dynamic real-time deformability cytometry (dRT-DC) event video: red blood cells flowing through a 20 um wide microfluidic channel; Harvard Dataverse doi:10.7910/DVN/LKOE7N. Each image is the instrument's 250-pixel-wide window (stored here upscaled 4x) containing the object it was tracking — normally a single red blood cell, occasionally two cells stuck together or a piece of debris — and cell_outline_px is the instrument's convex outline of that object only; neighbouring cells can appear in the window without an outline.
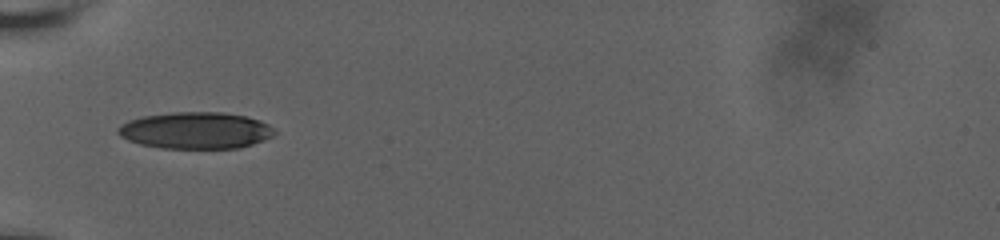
{"species": "human", "species_latin": "Homo sapiens", "temperature_condition": "room temperature", "stored_images_in_passage": 77, "camera_frame_rate_fps": 3000, "um_per_image_px": 0.085, "donor": {"sex": "male"}, "frame": {"image": 1, "passage_image": 1, "time_ms": 0.0, "image_size_px": [1000, 240], "cell_outline_px": [[276, 132], [272, 136], [264, 140], [240, 148], [160, 148], [140, 144], [128, 140], [120, 136], [116, 132], [116, 128], [120, 124], [128, 120], [144, 116], [172, 112], [224, 112], [244, 116], [260, 120], [268, 124]], "centroid_in_image_um": [16.6, 11.08], "position_along_channel_um": 68.4, "area_um2": 33.58}}
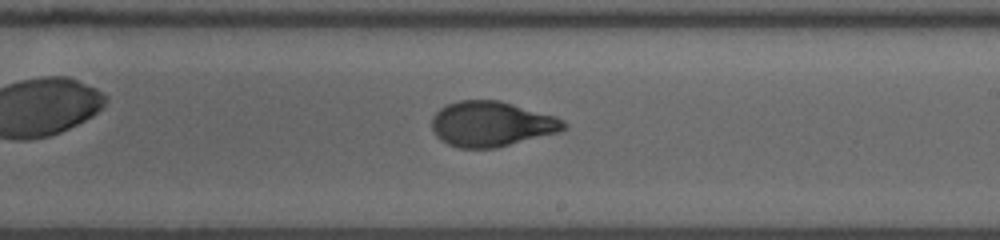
{"frame": {"image": 2, "passage_image": 29, "time_ms": 5.0, "image_size_px": [1000, 240], "cell_outline_px": [[568, 128], [560, 132], [496, 148], [460, 148], [448, 144], [440, 140], [436, 136], [432, 128], [432, 116], [440, 108], [448, 104], [460, 100], [500, 100], [556, 116], [564, 120], [568, 124]], "centroid_in_image_um": [41.81, 10.54], "position_along_channel_um": 247.2, "area_um2": 35.03}}
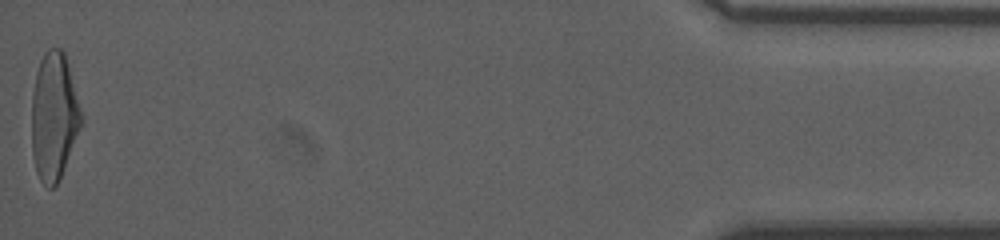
{"frame": {"image": 3, "passage_image": 76, "time_ms": 12.333, "image_size_px": [1000, 240], "cell_outline_px": [[84, 120], [60, 176], [56, 184], [52, 188], [48, 188], [40, 180], [36, 172], [32, 152], [32, 92], [36, 72], [40, 60], [44, 52], [48, 48], [60, 48], [64, 52]], "centroid_in_image_um": [4.57, 9.88], "position_along_channel_um": 430.6, "area_um2": 36.7}, "authors_computed_cell_mechanics": {"area_um2": 35.1424, "velocity_mm_per_s": 3.6572, "shape_relaxation_time_tau1_ms": 4.8592, "shape_relaxation_time_tau2_ms": 0.7679, "deformation_change_tau1": 0.1917, "deformation_change_tau2": 0.0591}}